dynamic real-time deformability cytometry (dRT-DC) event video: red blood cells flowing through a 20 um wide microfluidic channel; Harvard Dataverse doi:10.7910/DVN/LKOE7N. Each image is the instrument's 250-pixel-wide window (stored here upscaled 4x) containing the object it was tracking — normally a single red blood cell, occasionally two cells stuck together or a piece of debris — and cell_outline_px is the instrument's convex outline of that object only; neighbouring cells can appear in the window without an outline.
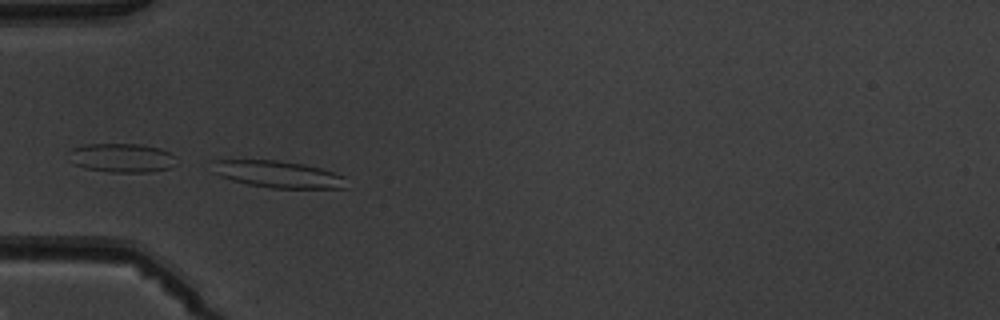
{"species": "common noctule bat (a hibernating species)", "species_latin": "Nyctalus noctula", "temperature_condition": "warm", "stored_images_in_passage": 3, "camera_frame_rate_fps": 3000, "um_per_image_px": 0.085, "animal": {"sex": "male", "body_mass_g": 19.5, "forearm_length_mm": 54.6}, "frame": {"image": 1, "passage_image": 3, "time_ms": 2.333, "image_size_px": [1000, 320], "cell_outline_px": [[348, 188], [272, 188], [248, 184], [232, 180], [220, 176], [212, 172], [208, 160], [276, 160], [304, 164], [320, 168], [344, 176]], "centroid_in_image_um": [23.57, 14.8], "position_along_channel_um": 61.4, "area_um2": 21.15}}